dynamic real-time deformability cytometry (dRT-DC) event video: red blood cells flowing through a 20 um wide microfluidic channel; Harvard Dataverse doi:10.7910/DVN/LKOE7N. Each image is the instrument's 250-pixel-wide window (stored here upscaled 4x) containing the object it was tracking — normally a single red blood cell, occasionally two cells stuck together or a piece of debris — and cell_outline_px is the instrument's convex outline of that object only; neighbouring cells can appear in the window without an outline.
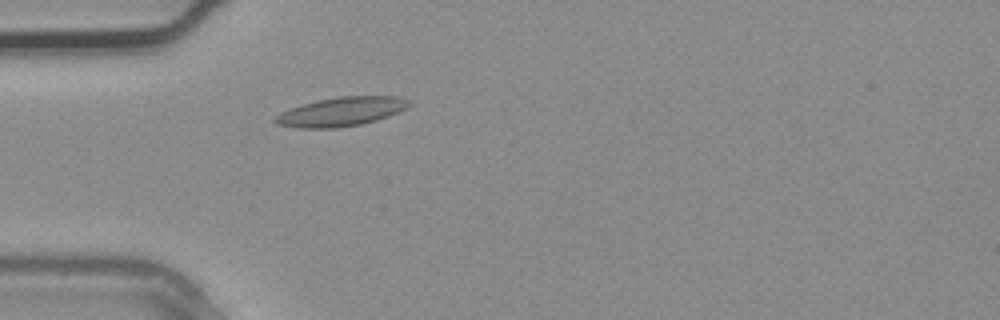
{"species": "common noctule bat (a hibernating species)", "species_latin": "Nyctalus noctula", "temperature_condition": "warm", "stored_images_in_passage": 3, "camera_frame_rate_fps": 3000, "um_per_image_px": 0.085, "animal": {"sex": "male", "body_mass_g": 20.4}, "frame": {"image": 1, "passage_image": 3, "time_ms": 0.667, "image_size_px": [1000, 320], "cell_outline_px": [[412, 104], [408, 108], [388, 116], [376, 120], [360, 124], [336, 128], [296, 128], [276, 124], [272, 120], [280, 112], [304, 104], [320, 100], [340, 96], [396, 96], [412, 100]], "centroid_in_image_um": [29.04, 9.49], "position_along_channel_um": 56.0, "area_um2": 22.6}}